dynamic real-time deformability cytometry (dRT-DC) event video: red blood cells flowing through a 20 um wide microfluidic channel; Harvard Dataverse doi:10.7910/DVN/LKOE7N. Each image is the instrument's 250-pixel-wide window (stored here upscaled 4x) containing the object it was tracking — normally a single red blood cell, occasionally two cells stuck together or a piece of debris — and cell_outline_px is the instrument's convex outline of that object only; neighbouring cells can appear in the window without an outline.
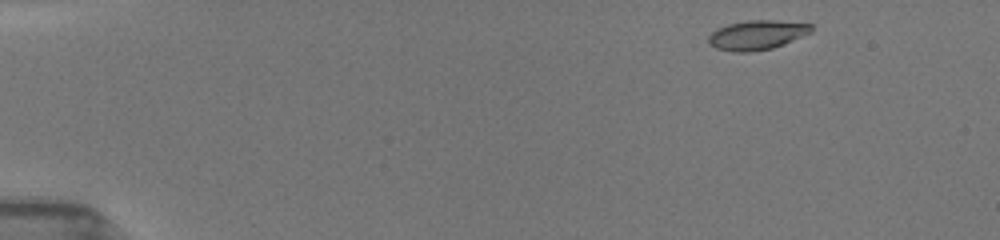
{"species": "common noctule bat (a hibernating species)", "species_latin": "Nyctalus noctula", "temperature_condition": "room temperature", "stored_images_in_passage": 88, "camera_frame_rate_fps": 3000, "um_per_image_px": 0.085, "animal": {"sex": "female", "body_mass_g": 19.5, "forearm_length_mm": 54.1}, "frame": {"image": 1, "passage_image": 1, "time_ms": 0.0, "image_size_px": [1000, 240], "cell_outline_px": [[812, 32], [784, 44], [772, 48], [748, 52], [732, 52], [716, 48], [708, 40], [708, 36], [716, 28], [728, 24], [744, 20], [776, 20], [812, 24]], "centroid_in_image_um": [64.34, 2.96], "position_along_channel_um": 20.7, "area_um2": 17.69}}
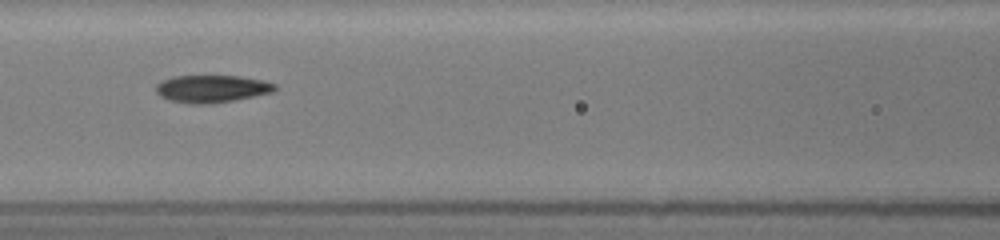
{"frame": {"image": 2, "passage_image": 41, "time_ms": 6.0, "image_size_px": [1000, 240], "cell_outline_px": [[276, 88], [272, 92], [236, 100], [212, 104], [188, 104], [168, 100], [160, 96], [156, 92], [156, 84], [172, 76], [236, 76], [260, 80], [276, 84]], "centroid_in_image_um": [17.96, 7.56], "position_along_channel_um": 148.6, "area_um2": 19.02}}
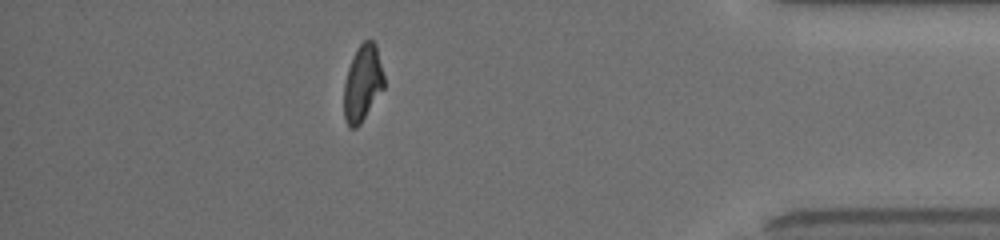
{"frame": {"image": 3, "passage_image": 82, "time_ms": 13.333, "image_size_px": [1000, 240], "cell_outline_px": [[384, 88], [360, 124], [356, 128], [348, 128], [344, 120], [344, 84], [348, 68], [356, 48], [364, 40], [372, 40], [376, 44], [384, 76]], "centroid_in_image_um": [30.81, 7.08], "position_along_channel_um": 404.4, "area_um2": 17.92}, "authors_computed_cell_mechanics": {"area_um2": 18.785, "velocity_mm_per_s": 3.9729, "shape_relaxation_time_tau1_ms": 5.1489, "shape_relaxation_time_tau2_ms": 1.9683, "deformation_change_tau1": 0.1929, "deformation_change_tau2": 0.0854}}